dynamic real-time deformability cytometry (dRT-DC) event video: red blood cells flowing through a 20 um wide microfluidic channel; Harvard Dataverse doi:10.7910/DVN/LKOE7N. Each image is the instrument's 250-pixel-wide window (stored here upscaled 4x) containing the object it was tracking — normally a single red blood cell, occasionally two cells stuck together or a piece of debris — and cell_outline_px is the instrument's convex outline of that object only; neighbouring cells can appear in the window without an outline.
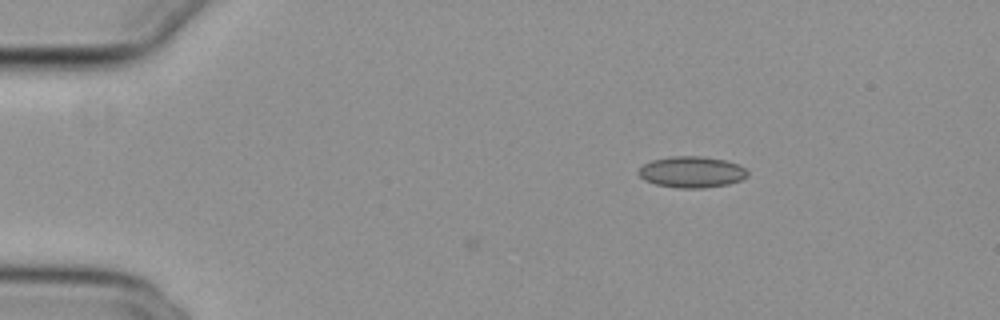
{"species": "common noctule bat (a hibernating species)", "species_latin": "Nyctalus noctula", "temperature_condition": "cold", "stored_images_in_passage": 2, "camera_frame_rate_fps": 3000, "um_per_image_px": 0.085, "animal": {"sex": "female", "body_mass_g": 29.2, "forearm_length_mm": 56.3}, "frame": {"image": 1, "passage_image": 2, "time_ms": 0.333, "image_size_px": [1000, 320], "cell_outline_px": [[748, 176], [740, 180], [728, 184], [704, 188], [676, 188], [656, 184], [644, 180], [636, 172], [644, 164], [652, 160], [672, 156], [704, 156], [724, 160], [740, 164], [748, 172]], "centroid_in_image_um": [58.8, 14.62], "position_along_channel_um": 26.2, "area_um2": 19.94}}